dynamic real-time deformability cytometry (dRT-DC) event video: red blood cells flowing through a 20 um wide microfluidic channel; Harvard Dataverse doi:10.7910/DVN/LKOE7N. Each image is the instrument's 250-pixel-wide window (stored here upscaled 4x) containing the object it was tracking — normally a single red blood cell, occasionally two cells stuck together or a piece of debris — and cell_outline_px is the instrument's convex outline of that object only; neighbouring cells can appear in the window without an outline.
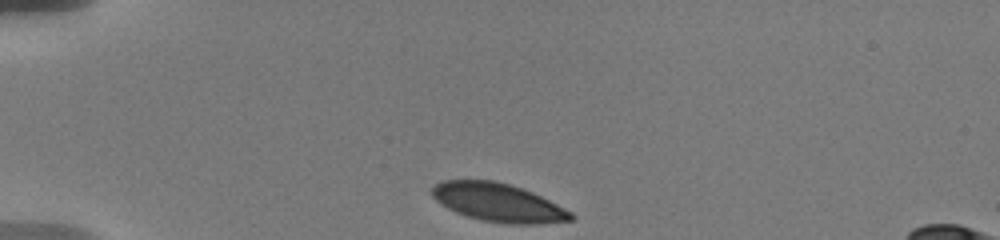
{"species": "human", "species_latin": "Homo sapiens", "temperature_condition": "warm", "stored_images_in_passage": 8, "camera_frame_rate_fps": 3000, "um_per_image_px": 0.085, "donor": {"sex": "male"}, "frame": {"image": 1, "passage_image": 1, "time_ms": 0.0, "image_size_px": [1000, 240], "cell_outline_px": [[576, 216], [572, 220], [540, 224], [508, 224], [484, 220], [468, 216], [456, 212], [448, 208], [436, 200], [432, 196], [432, 188], [436, 184], [444, 180], [492, 180], [508, 184], [532, 192], [572, 212]], "centroid_in_image_um": [42.36, 17.22], "position_along_channel_um": 42.6, "area_um2": 30.69}}
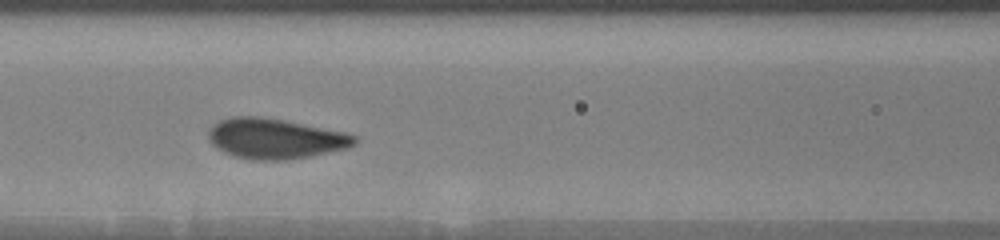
{"frame": {"image": 2, "passage_image": 6, "time_ms": 4.0, "image_size_px": [1000, 240], "cell_outline_px": [[360, 140], [356, 144], [348, 148], [288, 160], [256, 160], [236, 156], [224, 152], [216, 148], [208, 140], [208, 128], [212, 124], [220, 120], [232, 116], [260, 116], [284, 120], [344, 132], [356, 136]], "centroid_in_image_um": [23.37, 11.77], "position_along_channel_um": 143.2, "area_um2": 34.39}}
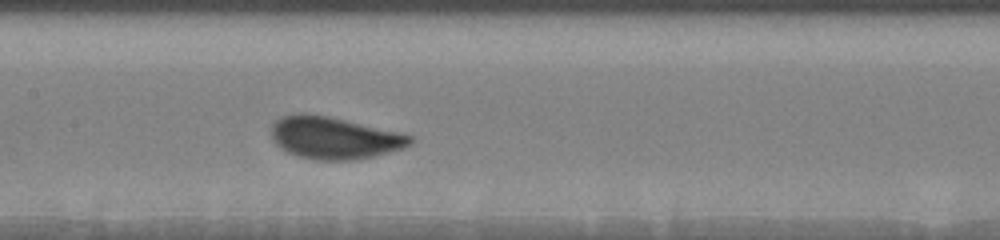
{"frame": {"image": 3, "passage_image": 8, "time_ms": 5.0, "image_size_px": [1000, 240], "cell_outline_px": [[412, 144], [404, 148], [372, 156], [352, 160], [316, 160], [300, 156], [288, 152], [280, 148], [272, 140], [272, 124], [280, 116], [300, 112], [308, 112], [328, 116], [400, 132], [412, 136]], "centroid_in_image_um": [28.38, 11.7], "position_along_channel_um": 179.0, "area_um2": 34.16}}